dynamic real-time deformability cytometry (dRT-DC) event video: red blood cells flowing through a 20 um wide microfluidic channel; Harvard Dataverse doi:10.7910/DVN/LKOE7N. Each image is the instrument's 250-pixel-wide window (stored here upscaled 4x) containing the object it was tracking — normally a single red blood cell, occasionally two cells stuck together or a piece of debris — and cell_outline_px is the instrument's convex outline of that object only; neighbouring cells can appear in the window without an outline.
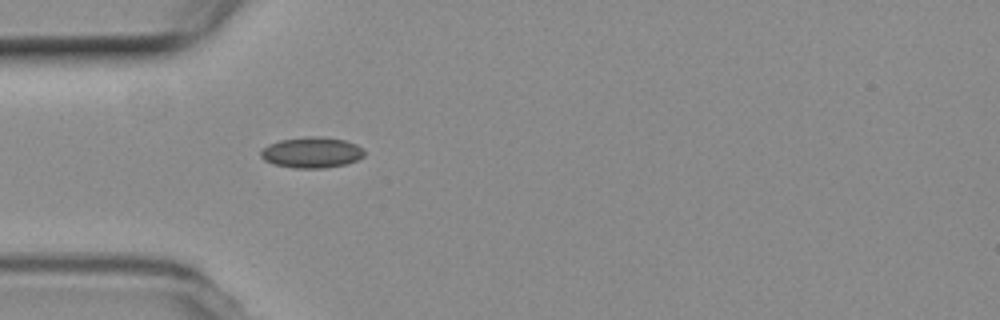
{"species": "common noctule bat (a hibernating species)", "species_latin": "Nyctalus noctula", "temperature_condition": "room temperature", "stored_images_in_passage": 39, "camera_frame_rate_fps": 3000, "um_per_image_px": 0.085, "animal": {"sex": "female", "body_mass_g": 19.3, "forearm_length_mm": 54.1}, "frame": {"image": 1, "passage_image": 1, "time_ms": 0.0, "image_size_px": [1000, 320], "cell_outline_px": [[364, 156], [356, 160], [344, 164], [324, 168], [296, 168], [272, 164], [264, 160], [260, 156], [260, 152], [268, 144], [280, 140], [304, 136], [324, 136], [344, 140], [356, 144], [364, 148]], "centroid_in_image_um": [26.49, 12.95], "position_along_channel_um": 58.5, "area_um2": 18.73}}
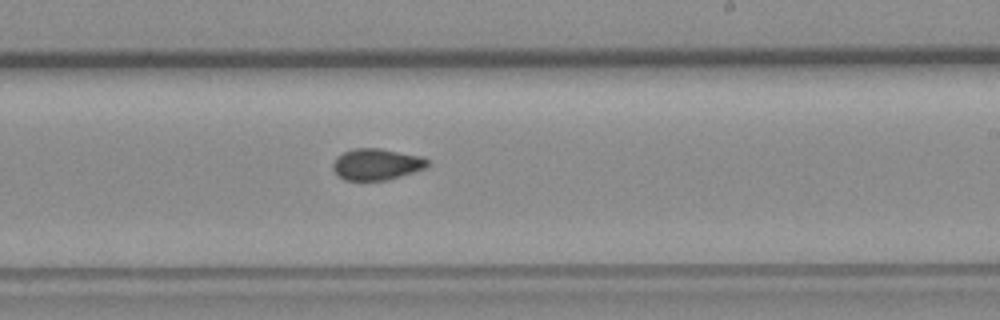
{"frame": {"image": 2, "passage_image": 17, "time_ms": 5.333, "image_size_px": [1000, 320], "cell_outline_px": [[428, 168], [388, 180], [344, 180], [336, 176], [332, 168], [332, 164], [344, 152], [356, 148], [380, 148], [420, 156], [428, 160]], "centroid_in_image_um": [32.02, 13.98], "position_along_channel_um": 257.0, "area_um2": 17.34}}
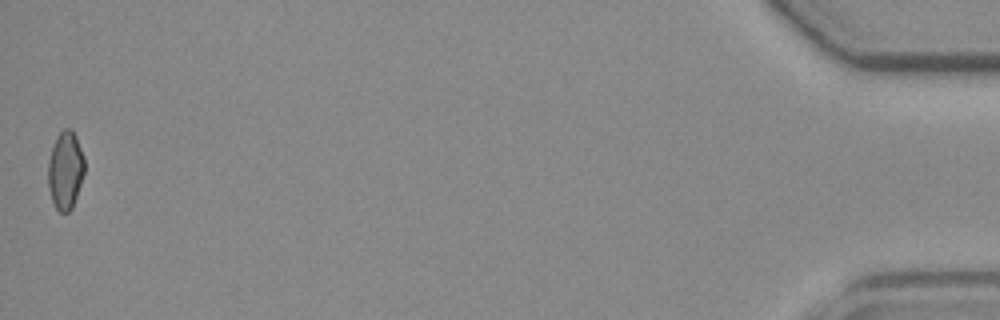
{"frame": {"image": 3, "passage_image": 39, "time_ms": 12.667, "image_size_px": [1000, 320], "cell_outline_px": [[84, 172], [72, 208], [68, 212], [60, 212], [56, 208], [52, 200], [48, 188], [48, 160], [56, 136], [64, 128], [72, 128], [76, 136], [84, 156]], "centroid_in_image_um": [5.55, 14.44], "position_along_channel_um": 429.7, "area_um2": 16.53}, "authors_computed_cell_mechanics": {"area_um2": 17.2244, "velocity_mm_per_s": 3.761, "shape_relaxation_time_tau1_ms": null, "shape_relaxation_time_tau2_ms": 1.4563, "deformation_change_tau1": null, "deformation_change_tau2": 0.0412}}